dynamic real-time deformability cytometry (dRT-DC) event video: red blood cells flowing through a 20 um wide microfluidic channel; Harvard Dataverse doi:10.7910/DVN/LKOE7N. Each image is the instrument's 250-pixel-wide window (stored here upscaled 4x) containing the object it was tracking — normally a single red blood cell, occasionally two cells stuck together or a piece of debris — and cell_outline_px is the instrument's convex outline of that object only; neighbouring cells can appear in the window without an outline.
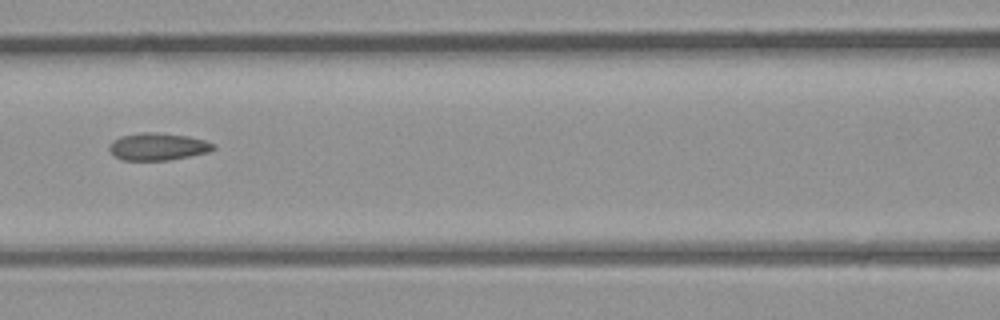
{"species": "common noctule bat (a hibernating species)", "species_latin": "Nyctalus noctula", "temperature_condition": "room temperature", "stored_images_in_passage": 6, "camera_frame_rate_fps": 3000, "um_per_image_px": 0.085, "animal": {"sex": "male", "body_mass_g": 23.1, "forearm_length_mm": 52.7}, "frame": {"image": 1, "passage_image": 6, "time_ms": 6.667, "image_size_px": [1000, 320], "cell_outline_px": [[216, 148], [208, 152], [168, 160], [124, 160], [112, 156], [108, 148], [112, 140], [120, 136], [144, 132], [156, 132], [188, 136], [204, 140], [216, 144]], "centroid_in_image_um": [13.39, 12.46], "position_along_channel_um": 153.2, "area_um2": 16.65}}